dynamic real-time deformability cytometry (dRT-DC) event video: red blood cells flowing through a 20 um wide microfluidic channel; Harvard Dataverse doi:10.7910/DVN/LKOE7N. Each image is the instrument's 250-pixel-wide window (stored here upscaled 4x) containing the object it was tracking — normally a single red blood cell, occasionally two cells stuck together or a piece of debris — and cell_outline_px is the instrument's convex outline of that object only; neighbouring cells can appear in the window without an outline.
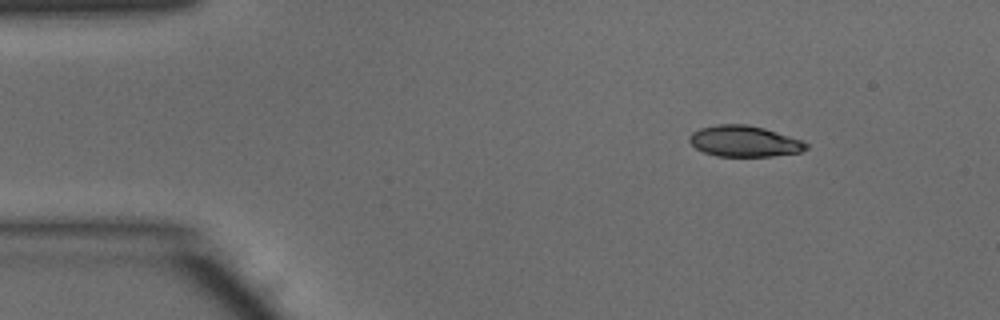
{"species": "common noctule bat (a hibernating species)", "species_latin": "Nyctalus noctula", "temperature_condition": "warm", "stored_images_in_passage": 40, "camera_frame_rate_fps": 3000, "um_per_image_px": 0.085, "animal": {"sex": "male", "body_mass_g": 15.6}, "frame": {"image": 1, "passage_image": 1, "time_ms": 0.0, "image_size_px": [1000, 320], "cell_outline_px": [[808, 148], [800, 152], [772, 156], [716, 156], [704, 152], [696, 148], [688, 140], [688, 136], [692, 132], [700, 128], [716, 124], [748, 124], [764, 128], [804, 140], [808, 144]], "centroid_in_image_um": [63.27, 12.0], "position_along_channel_um": 21.7, "area_um2": 21.27}}
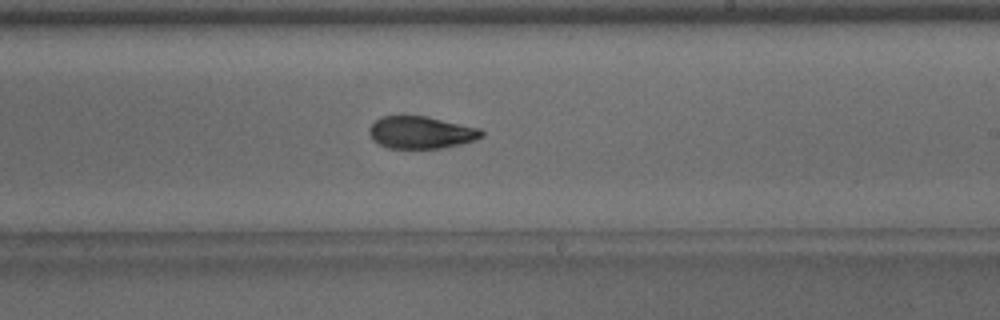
{"frame": {"image": 2, "passage_image": 23, "time_ms": 7.333, "image_size_px": [1000, 320], "cell_outline_px": [[484, 136], [476, 140], [460, 144], [440, 148], [388, 148], [372, 140], [368, 132], [368, 128], [380, 116], [424, 116], [480, 128], [484, 132]], "centroid_in_image_um": [35.78, 11.26], "position_along_channel_um": 253.2, "area_um2": 21.1}}
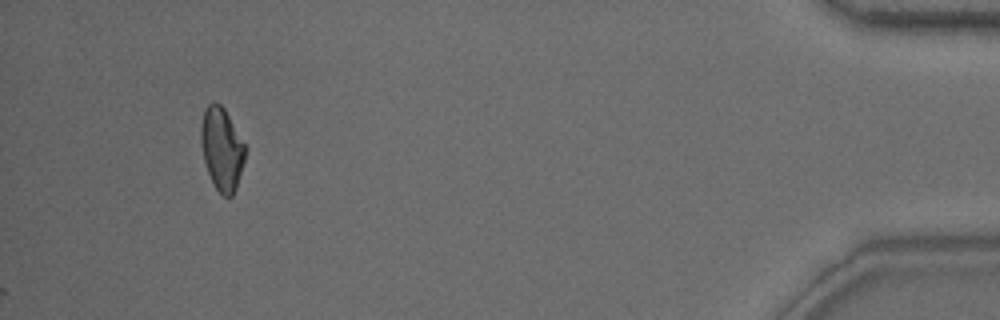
{"frame": {"image": 3, "passage_image": 40, "time_ms": 13.0, "image_size_px": [1000, 320], "cell_outline_px": [[248, 148], [236, 188], [232, 196], [224, 196], [216, 188], [208, 172], [204, 160], [200, 140], [200, 124], [204, 108], [212, 100], [220, 104], [224, 108]], "centroid_in_image_um": [18.85, 12.6], "position_along_channel_um": 416.3, "area_um2": 21.56}, "authors_computed_cell_mechanics": {"area_um2": 21.386, "velocity_mm_per_s": 4.138, "shape_relaxation_time_tau1_ms": 5.2446, "shape_relaxation_time_tau2_ms": 2.4872, "deformation_change_tau1": 0.1801, "deformation_change_tau2": 0.0783}}